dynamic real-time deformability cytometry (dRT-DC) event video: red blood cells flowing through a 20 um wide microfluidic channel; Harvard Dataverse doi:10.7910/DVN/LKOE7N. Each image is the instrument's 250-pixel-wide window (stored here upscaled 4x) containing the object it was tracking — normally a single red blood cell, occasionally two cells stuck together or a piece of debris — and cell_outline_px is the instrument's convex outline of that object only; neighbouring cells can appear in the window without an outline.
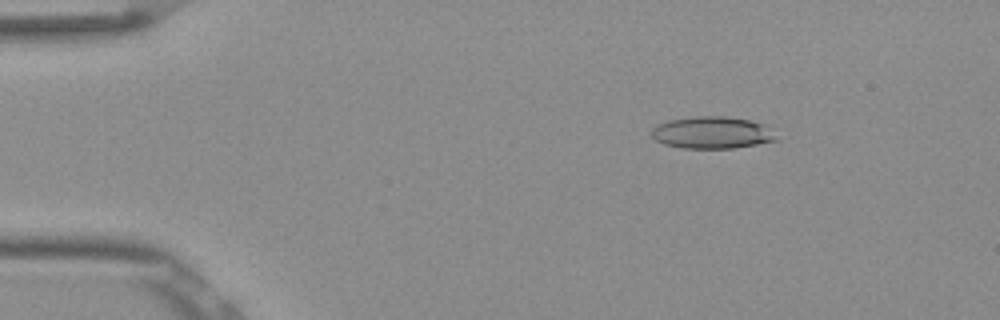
{"species": "Egyptian fruit bat (a non-hibernating species)", "species_latin": "Rousettus aegyptiacus", "temperature_condition": "room temperature", "stored_images_in_passage": 47, "camera_frame_rate_fps": 3000, "um_per_image_px": 0.085, "frame": {"image": 1, "passage_image": 2, "time_ms": 0.333, "image_size_px": [1000, 320], "cell_outline_px": [[780, 140], [732, 148], [680, 148], [664, 144], [656, 140], [652, 136], [652, 128], [656, 124], [668, 120], [696, 116], [724, 116], [748, 120], [764, 124]], "centroid_in_image_um": [60.5, 11.27], "position_along_channel_um": 24.5, "area_um2": 23.24}}
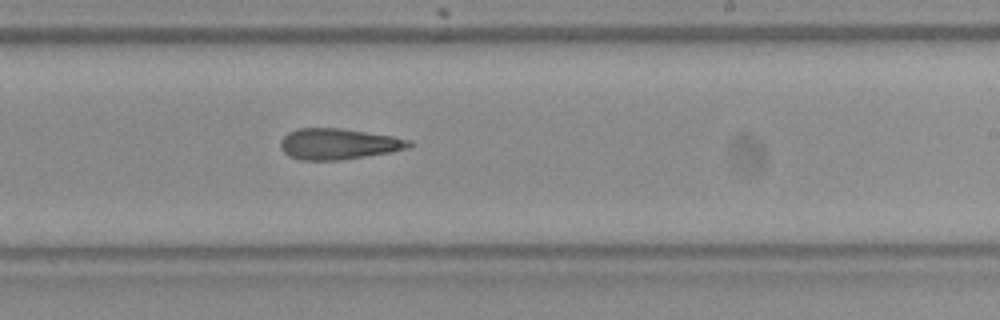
{"frame": {"image": 2, "passage_image": 26, "time_ms": 8.333, "image_size_px": [1000, 320], "cell_outline_px": [[412, 144], [408, 148], [392, 152], [340, 160], [300, 160], [288, 156], [280, 148], [280, 140], [288, 132], [296, 128], [340, 128], [392, 136], [412, 140]], "centroid_in_image_um": [28.74, 12.24], "position_along_channel_um": 260.3, "area_um2": 23.29}}
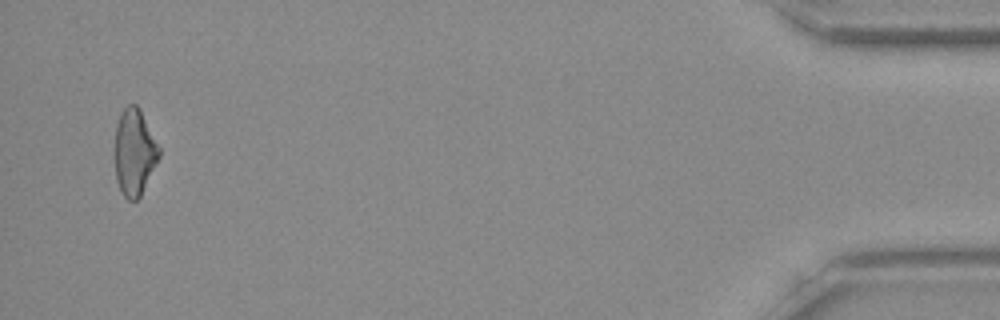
{"frame": {"image": 3, "passage_image": 45, "time_ms": 14.667, "image_size_px": [1000, 320], "cell_outline_px": [[160, 156], [140, 196], [136, 200], [128, 200], [120, 192], [116, 180], [112, 156], [116, 124], [120, 112], [128, 104], [136, 104], [140, 108], [160, 148]], "centroid_in_image_um": [11.37, 12.92], "position_along_channel_um": 423.8, "area_um2": 23.0}, "authors_computed_cell_mechanics": {"area_um2": 23.12, "velocity_mm_per_s": 3.8788, "shape_relaxation_time_tau1_ms": null, "shape_relaxation_time_tau2_ms": 7.0289, "deformation_change_tau1": null, "deformation_change_tau2": 0.2388}}